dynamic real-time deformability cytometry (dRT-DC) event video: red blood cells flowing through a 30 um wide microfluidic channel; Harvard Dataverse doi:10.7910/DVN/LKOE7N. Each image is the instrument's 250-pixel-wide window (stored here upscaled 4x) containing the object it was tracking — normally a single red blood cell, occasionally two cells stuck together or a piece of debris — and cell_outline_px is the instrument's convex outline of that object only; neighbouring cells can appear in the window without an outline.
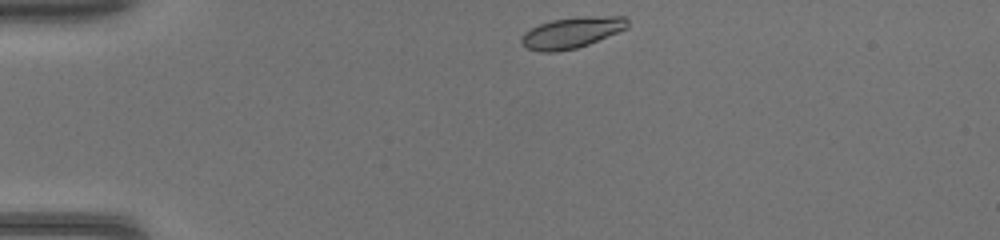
{"species": "common noctule bat (a hibernating species)", "species_latin": "Nyctalus noctula", "temperature_condition": "warm", "stored_images_in_passage": 37, "camera_frame_rate_fps": 3000, "um_per_image_px": 0.085, "animal": {"sex": "female", "body_mass_g": 17.0, "forearm_length_mm": 48.0}, "frame": {"image": 1, "passage_image": 1, "time_ms": 0.0, "image_size_px": [1000, 240], "cell_outline_px": [[628, 28], [588, 44], [576, 48], [556, 52], [540, 52], [528, 48], [520, 44], [520, 40], [524, 32], [540, 24], [552, 20], [580, 16], [624, 16], [628, 20]], "centroid_in_image_um": [48.59, 2.77], "position_along_channel_um": 36.4, "area_um2": 19.19}}
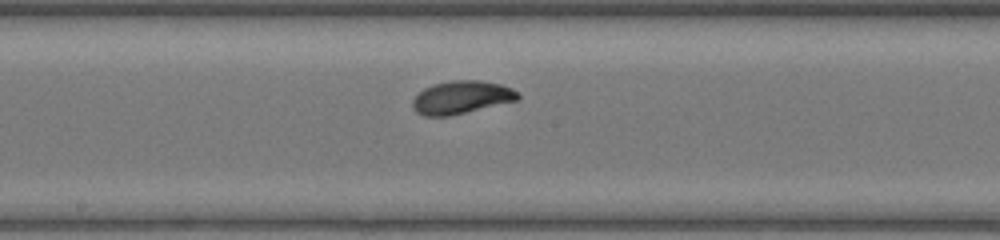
{"frame": {"image": 2, "passage_image": 16, "time_ms": 5.0, "image_size_px": [1000, 240], "cell_outline_px": [[520, 100], [448, 116], [424, 116], [416, 112], [412, 108], [412, 100], [424, 88], [432, 84], [448, 80], [480, 80], [500, 84], [512, 88], [520, 92]], "centroid_in_image_um": [39.24, 8.27], "position_along_channel_um": 209.0, "area_um2": 20.46}}
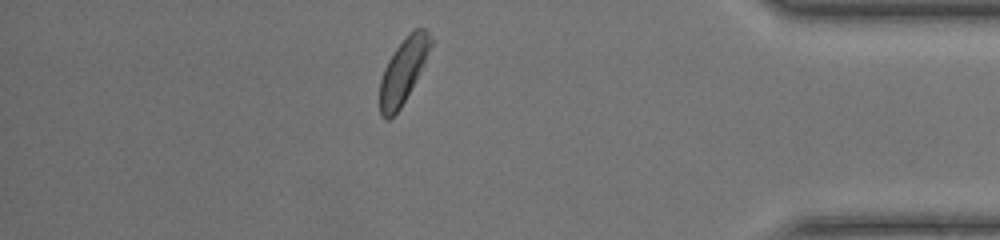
{"frame": {"image": 3, "passage_image": 31, "time_ms": 10.0, "image_size_px": [1000, 240], "cell_outline_px": [[432, 44], [400, 108], [388, 120], [384, 120], [380, 116], [380, 80], [384, 68], [388, 60], [396, 48], [416, 28], [424, 28], [428, 32], [432, 40]], "centroid_in_image_um": [34.22, 6.05], "position_along_channel_um": 401.0, "area_um2": 18.21}}